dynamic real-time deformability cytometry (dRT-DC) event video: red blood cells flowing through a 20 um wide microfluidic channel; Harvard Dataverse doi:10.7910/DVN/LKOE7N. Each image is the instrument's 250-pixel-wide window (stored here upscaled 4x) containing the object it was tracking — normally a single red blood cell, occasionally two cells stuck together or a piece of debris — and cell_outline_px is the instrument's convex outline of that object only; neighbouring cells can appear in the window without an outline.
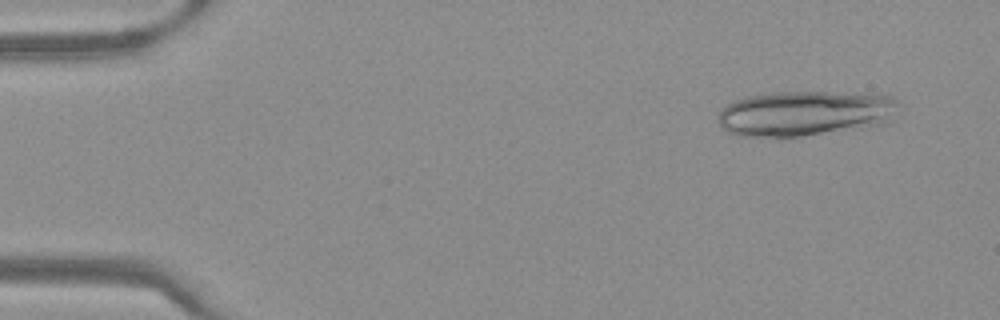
{"species": "Egyptian fruit bat (a non-hibernating species)", "species_latin": "Rousettus aegyptiacus", "temperature_condition": "warm", "stored_images_in_passage": 22, "camera_frame_rate_fps": 3000, "um_per_image_px": 0.085, "frame": {"image": 1, "passage_image": 7, "time_ms": 2.0, "image_size_px": [1000, 320], "cell_outline_px": [[856, 120], [828, 128], [808, 132], [752, 132], [748, 104], [764, 100], [844, 100], [848, 104]], "centroid_in_image_um": [67.86, 9.8], "position_along_channel_um": 17.1, "area_um2": 21.68}}